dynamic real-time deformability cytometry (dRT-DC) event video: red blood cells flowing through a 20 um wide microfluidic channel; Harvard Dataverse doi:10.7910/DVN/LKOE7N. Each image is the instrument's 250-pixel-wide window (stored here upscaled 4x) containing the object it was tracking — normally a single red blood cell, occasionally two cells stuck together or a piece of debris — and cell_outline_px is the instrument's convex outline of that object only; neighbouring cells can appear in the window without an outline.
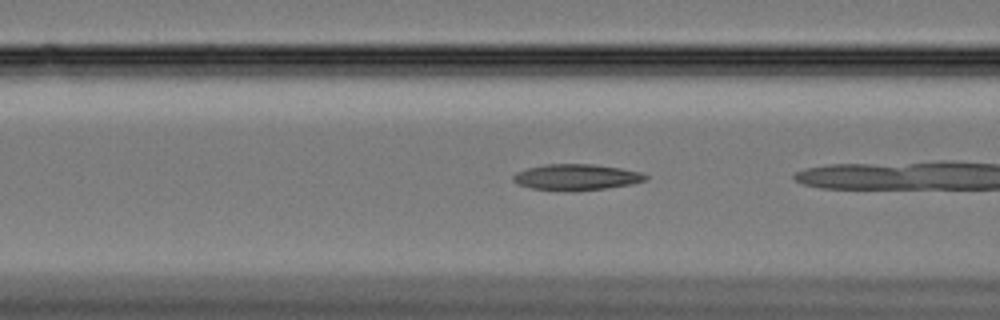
{"species": "Egyptian fruit bat (a non-hibernating species)", "species_latin": "Rousettus aegyptiacus", "temperature_condition": "cold", "stored_images_in_passage": 29, "camera_frame_rate_fps": 3000, "um_per_image_px": 0.085, "animal": {"sex": "female"}, "frame": {"image": 1, "passage_image": 5, "time_ms": 1.333, "image_size_px": [1000, 320], "cell_outline_px": [[648, 176], [644, 180], [632, 184], [604, 188], [532, 188], [516, 184], [512, 180], [512, 176], [516, 172], [528, 168], [544, 164], [592, 164], [620, 168], [640, 172]], "centroid_in_image_um": [48.96, 15.01], "position_along_channel_um": 117.6, "area_um2": 19.07}}